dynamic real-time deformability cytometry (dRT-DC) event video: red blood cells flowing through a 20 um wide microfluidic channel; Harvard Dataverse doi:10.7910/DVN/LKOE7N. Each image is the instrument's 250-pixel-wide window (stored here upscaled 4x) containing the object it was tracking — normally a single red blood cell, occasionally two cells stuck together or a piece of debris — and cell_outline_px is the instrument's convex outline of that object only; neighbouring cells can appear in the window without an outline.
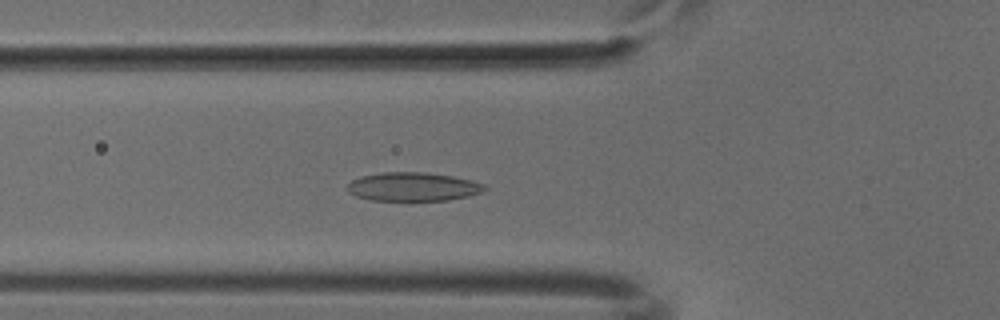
{"species": "common noctule bat (a hibernating species)", "species_latin": "Nyctalus noctula", "temperature_condition": "cold", "stored_images_in_passage": 52, "camera_frame_rate_fps": 3000, "um_per_image_px": 0.085, "animal": {"sex": "male", "body_mass_g": 18.8}, "frame": {"image": 1, "passage_image": 19, "time_ms": 6.0, "image_size_px": [1000, 320], "cell_outline_px": [[488, 188], [480, 192], [468, 196], [448, 200], [368, 200], [356, 196], [348, 192], [348, 184], [352, 180], [364, 176], [384, 172], [424, 172], [452, 176], [472, 180], [484, 184]], "centroid_in_image_um": [35.11, 15.87], "position_along_channel_um": 90.7, "area_um2": 22.77}}
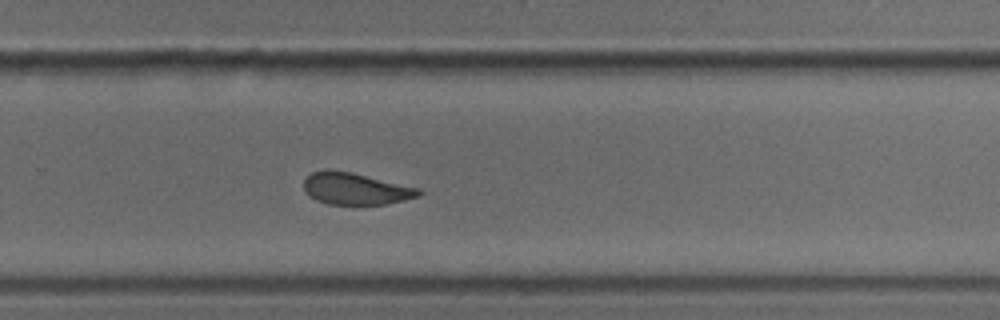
{"frame": {"image": 2, "passage_image": 35, "time_ms": 11.333, "image_size_px": [1000, 320], "cell_outline_px": [[420, 196], [404, 200], [384, 204], [328, 204], [316, 200], [304, 192], [304, 180], [312, 172], [352, 172], [420, 188]], "centroid_in_image_um": [30.25, 16.07], "position_along_channel_um": 299.6, "area_um2": 20.81}}
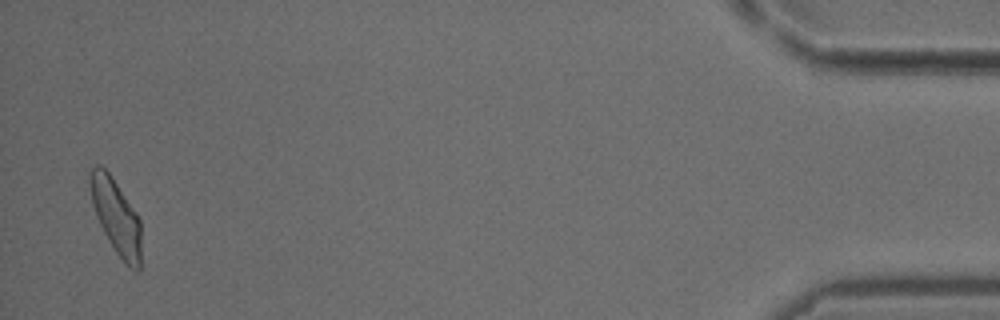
{"frame": {"image": 3, "passage_image": 51, "time_ms": 16.667, "image_size_px": [1000, 320], "cell_outline_px": [[140, 268], [136, 272], [128, 268], [124, 264], [116, 252], [104, 232], [96, 216], [92, 204], [88, 188], [88, 172], [96, 164], [100, 164], [112, 176], [136, 212], [140, 220]], "centroid_in_image_um": [9.83, 18.38], "position_along_channel_um": 425.4, "area_um2": 22.6}}